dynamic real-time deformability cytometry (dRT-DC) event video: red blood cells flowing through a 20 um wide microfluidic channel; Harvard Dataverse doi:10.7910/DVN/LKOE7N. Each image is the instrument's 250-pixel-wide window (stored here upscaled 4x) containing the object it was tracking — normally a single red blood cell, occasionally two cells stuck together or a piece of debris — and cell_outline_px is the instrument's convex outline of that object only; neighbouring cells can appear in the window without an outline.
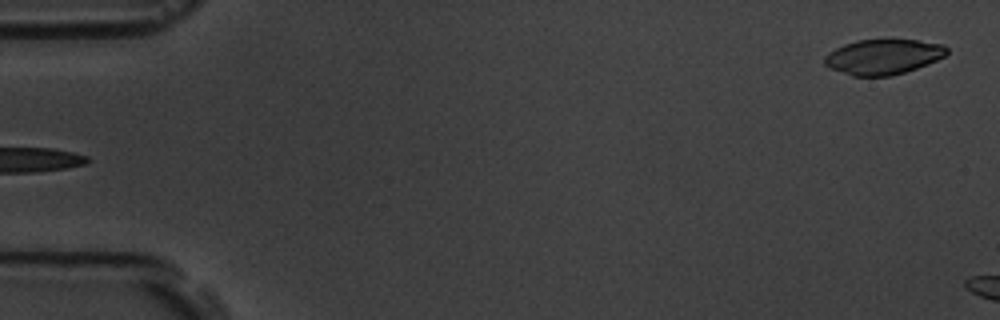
{"species": "common noctule bat (a hibernating species)", "species_latin": "Nyctalus noctula", "temperature_condition": "room temperature", "stored_images_in_passage": 8, "camera_frame_rate_fps": 3000, "um_per_image_px": 0.085, "animal": {"sex": "male", "body_mass_g": 19.5, "forearm_length_mm": 54.6}, "frame": {"image": 1, "passage_image": 8, "time_ms": 8.0, "image_size_px": [1000, 320], "cell_outline_px": [[948, 52], [944, 56], [928, 64], [892, 76], [852, 76], [828, 68], [824, 64], [824, 56], [828, 52], [844, 44], [856, 40], [920, 40], [944, 44], [948, 48]], "centroid_in_image_um": [75.05, 4.83], "position_along_channel_um": 9.9, "area_um2": 25.2}}